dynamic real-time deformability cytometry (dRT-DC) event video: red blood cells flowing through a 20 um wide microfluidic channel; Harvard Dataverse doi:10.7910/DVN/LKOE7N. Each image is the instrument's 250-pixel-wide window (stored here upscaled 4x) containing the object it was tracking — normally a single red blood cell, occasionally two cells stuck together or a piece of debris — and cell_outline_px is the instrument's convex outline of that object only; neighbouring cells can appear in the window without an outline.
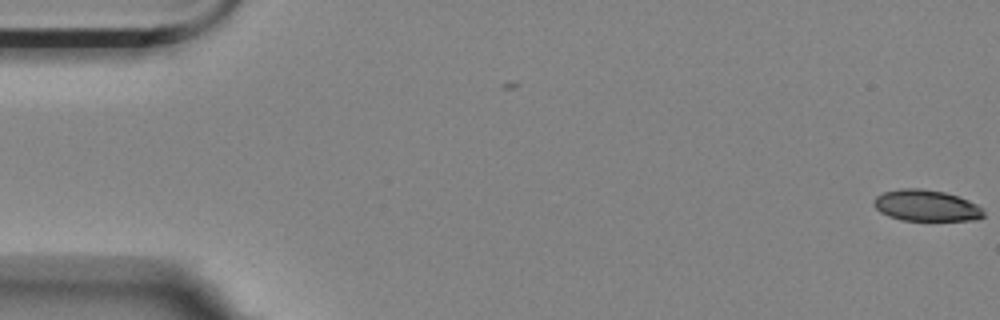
{"species": "Egyptian fruit bat (a non-hibernating species)", "species_latin": "Rousettus aegyptiacus", "temperature_condition": "room temperature", "stored_images_in_passage": 57, "camera_frame_rate_fps": 3000, "um_per_image_px": 0.085, "animal": {"sex": "female"}, "frame": {"image": 1, "passage_image": 1, "time_ms": 0.0, "image_size_px": [1000, 320], "cell_outline_px": [[984, 216], [976, 220], [900, 220], [888, 216], [880, 212], [872, 204], [872, 200], [876, 196], [884, 192], [900, 188], [920, 188], [944, 192], [968, 200], [984, 208]], "centroid_in_image_um": [78.71, 17.47], "position_along_channel_um": 6.3, "area_um2": 20.11}}
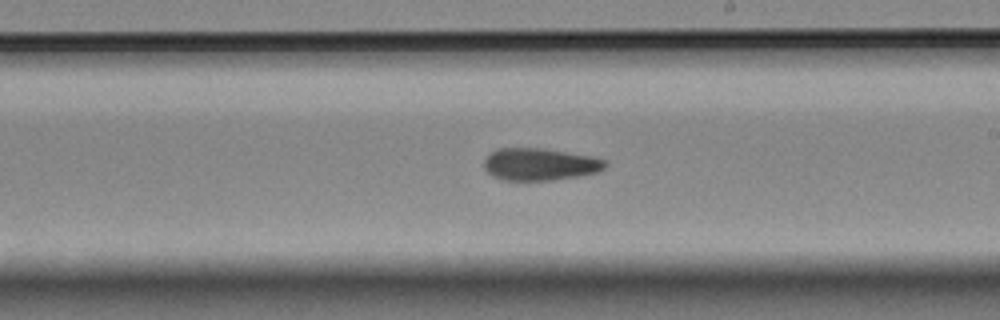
{"frame": {"image": 2, "passage_image": 33, "time_ms": 10.667, "image_size_px": [1000, 320], "cell_outline_px": [[608, 164], [604, 168], [596, 172], [580, 176], [552, 180], [500, 180], [492, 176], [484, 168], [484, 160], [492, 152], [500, 148], [544, 148], [592, 156], [604, 160]], "centroid_in_image_um": [45.89, 13.97], "position_along_channel_um": 243.1, "area_um2": 22.77}}
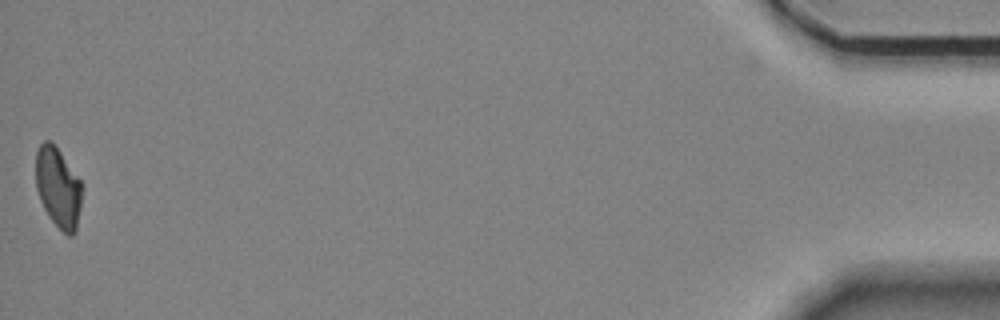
{"frame": {"image": 3, "passage_image": 57, "time_ms": 18.667, "image_size_px": [1000, 320], "cell_outline_px": [[84, 184], [76, 232], [72, 236], [68, 236], [48, 216], [40, 200], [36, 188], [36, 152], [40, 144], [44, 140], [52, 140]], "centroid_in_image_um": [4.96, 15.92], "position_along_channel_um": 430.2, "area_um2": 21.96}, "authors_computed_cell_mechanics": {"area_um2": 22.831, "velocity_mm_per_s": 3.5265, "shape_relaxation_time_tau1_ms": null, "shape_relaxation_time_tau2_ms": 8.4151, "deformation_change_tau1": null, "deformation_change_tau2": 0.1559}}